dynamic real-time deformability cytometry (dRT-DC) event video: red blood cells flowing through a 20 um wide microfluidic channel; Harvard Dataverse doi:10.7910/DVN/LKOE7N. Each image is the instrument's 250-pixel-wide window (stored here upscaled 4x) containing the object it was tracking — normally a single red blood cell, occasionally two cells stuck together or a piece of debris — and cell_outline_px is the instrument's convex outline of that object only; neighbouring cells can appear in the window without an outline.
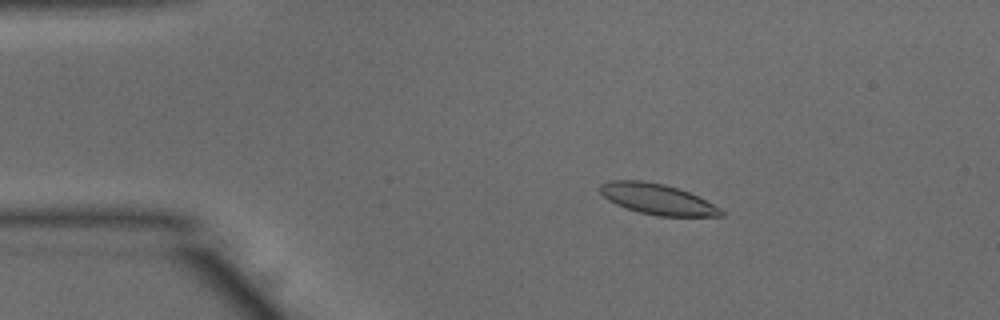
{"species": "common noctule bat (a hibernating species)", "species_latin": "Nyctalus noctula", "temperature_condition": "warm", "stored_images_in_passage": 50, "camera_frame_rate_fps": 3000, "um_per_image_px": 0.085, "animal": {"sex": "male", "body_mass_g": 15.6}, "frame": {"image": 1, "passage_image": 9, "time_ms": 2.667, "image_size_px": [1000, 320], "cell_outline_px": [[724, 216], [656, 216], [640, 212], [616, 204], [608, 200], [600, 192], [600, 184], [608, 180], [640, 180], [664, 184], [688, 192], [720, 208], [724, 212]], "centroid_in_image_um": [55.84, 16.92], "position_along_channel_um": 29.2, "area_um2": 21.33}}
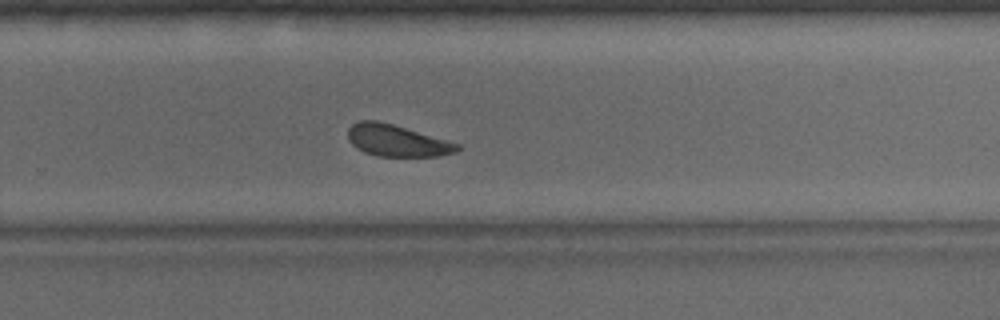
{"frame": {"image": 2, "passage_image": 34, "time_ms": 11.0, "image_size_px": [1000, 320], "cell_outline_px": [[460, 148], [456, 152], [440, 156], [376, 156], [364, 152], [356, 148], [348, 140], [348, 128], [352, 124], [360, 120], [376, 120], [392, 124], [460, 144]], "centroid_in_image_um": [33.71, 11.95], "position_along_channel_um": 296.1, "area_um2": 20.11}}
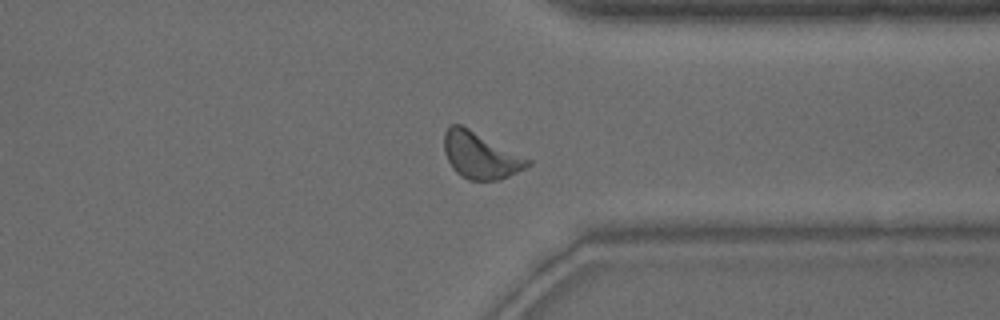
{"frame": {"image": 3, "passage_image": 40, "time_ms": 13.0, "image_size_px": [1000, 320], "cell_outline_px": [[532, 164], [500, 180], [468, 180], [456, 172], [452, 168], [444, 152], [444, 132], [452, 124], [460, 124], [532, 160]], "centroid_in_image_um": [40.82, 13.22], "position_along_channel_um": 370.6, "area_um2": 22.37}}